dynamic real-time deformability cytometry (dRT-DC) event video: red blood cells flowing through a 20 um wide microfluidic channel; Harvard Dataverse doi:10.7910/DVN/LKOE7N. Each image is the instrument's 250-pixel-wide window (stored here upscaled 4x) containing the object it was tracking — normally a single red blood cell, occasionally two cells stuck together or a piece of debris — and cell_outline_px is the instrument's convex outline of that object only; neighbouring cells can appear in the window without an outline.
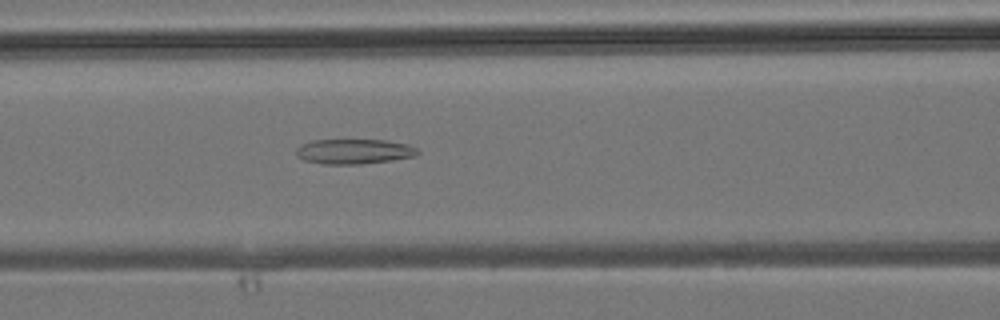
{"species": "common noctule bat (a hibernating species)", "species_latin": "Nyctalus noctula", "temperature_condition": "room temperature", "stored_images_in_passage": 18, "camera_frame_rate_fps": 3000, "um_per_image_px": 0.085, "animal": {"sex": "male", "body_mass_g": 19.2, "forearm_length_mm": 51.8}, "frame": {"image": 1, "passage_image": 12, "time_ms": 3.667, "image_size_px": [1000, 320], "cell_outline_px": [[420, 152], [416, 156], [392, 160], [360, 164], [324, 164], [304, 160], [296, 156], [296, 148], [300, 144], [312, 140], [384, 140], [408, 144], [416, 148]], "centroid_in_image_um": [30.07, 12.87], "position_along_channel_um": 136.5, "area_um2": 17.74}}
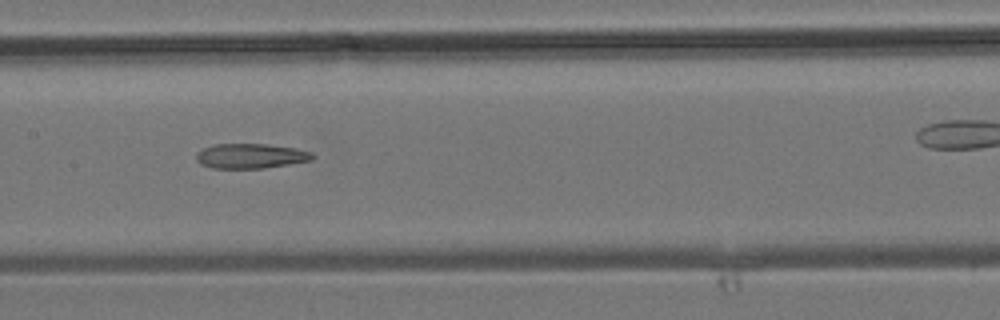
{"frame": {"image": 2, "passage_image": 15, "time_ms": 4.667, "image_size_px": [1000, 320], "cell_outline_px": [[316, 156], [312, 160], [264, 168], [212, 168], [200, 164], [196, 160], [196, 152], [212, 144], [268, 144], [292, 148], [312, 152]], "centroid_in_image_um": [21.28, 13.26], "position_along_channel_um": 186.1, "area_um2": 16.82}}
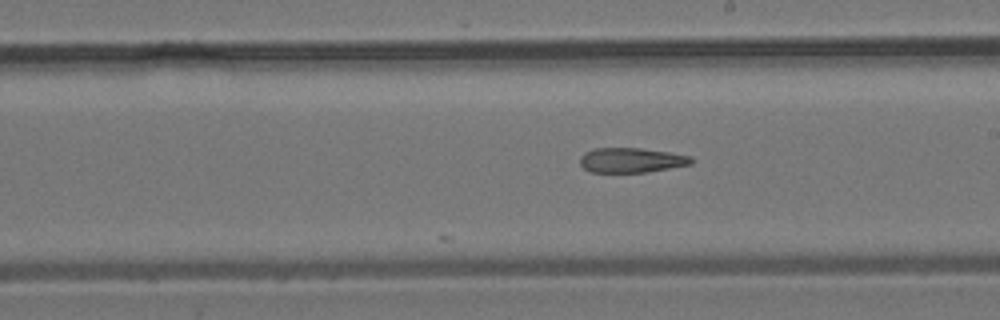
{"frame": {"image": 3, "passage_image": 18, "time_ms": 5.667, "image_size_px": [1000, 320], "cell_outline_px": [[692, 164], [648, 172], [588, 172], [580, 164], [580, 156], [584, 152], [592, 148], [640, 148], [668, 152], [692, 156]], "centroid_in_image_um": [53.63, 13.61], "position_along_channel_um": 235.4, "area_um2": 16.18}}